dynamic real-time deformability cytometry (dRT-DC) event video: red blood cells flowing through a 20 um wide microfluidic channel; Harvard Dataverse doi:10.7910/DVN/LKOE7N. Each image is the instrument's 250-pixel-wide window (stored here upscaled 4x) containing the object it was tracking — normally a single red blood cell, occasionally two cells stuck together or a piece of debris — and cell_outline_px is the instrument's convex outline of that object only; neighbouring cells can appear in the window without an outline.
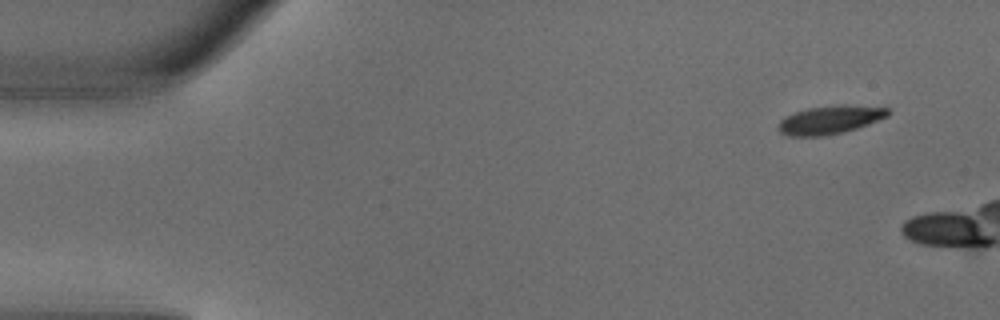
{"species": "common noctule bat (a hibernating species)", "species_latin": "Nyctalus noctula", "temperature_condition": "warm", "stored_images_in_passage": 2, "camera_frame_rate_fps": 3000, "um_per_image_px": 0.085, "animal": {"sex": "male", "body_mass_g": 18.8}, "frame": {"image": 1, "passage_image": 1, "time_ms": 0.0, "image_size_px": [1000, 320], "cell_outline_px": [[892, 112], [888, 116], [868, 124], [844, 132], [824, 136], [788, 136], [780, 132], [780, 120], [784, 116], [808, 108], [840, 104], [844, 104], [888, 108]], "centroid_in_image_um": [70.58, 10.18], "position_along_channel_um": 14.4, "area_um2": 18.09}}